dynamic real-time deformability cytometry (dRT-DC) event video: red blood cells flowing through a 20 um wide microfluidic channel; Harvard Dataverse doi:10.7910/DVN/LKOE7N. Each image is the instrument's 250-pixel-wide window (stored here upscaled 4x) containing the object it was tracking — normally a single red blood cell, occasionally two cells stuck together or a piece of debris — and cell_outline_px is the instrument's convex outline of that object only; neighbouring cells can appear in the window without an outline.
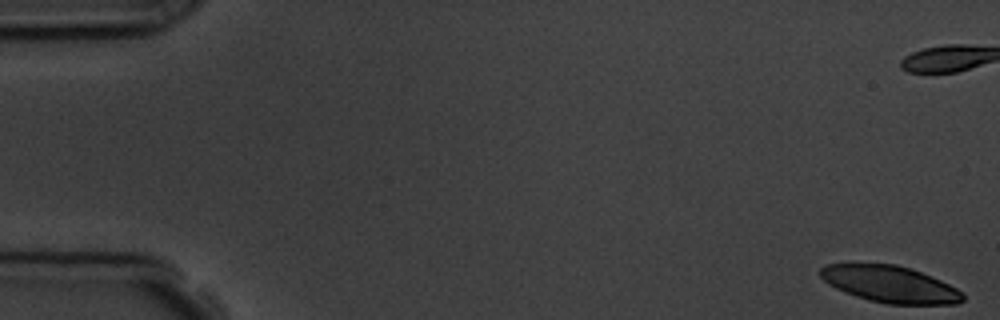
{"species": "common noctule bat (a hibernating species)", "species_latin": "Nyctalus noctula", "temperature_condition": "room temperature", "stored_images_in_passage": 7, "camera_frame_rate_fps": 3000, "um_per_image_px": 0.085, "animal": {"sex": "male", "body_mass_g": 19.5, "forearm_length_mm": 54.6}, "frame": {"image": 1, "passage_image": 1, "time_ms": 0.0, "image_size_px": [1000, 320], "cell_outline_px": [[964, 300], [956, 304], [888, 304], [868, 300], [856, 296], [836, 288], [828, 284], [820, 276], [820, 268], [824, 264], [896, 264], [920, 272], [940, 280], [956, 288], [964, 296]], "centroid_in_image_um": [75.63, 24.16], "position_along_channel_um": 9.4, "area_um2": 30.11}}